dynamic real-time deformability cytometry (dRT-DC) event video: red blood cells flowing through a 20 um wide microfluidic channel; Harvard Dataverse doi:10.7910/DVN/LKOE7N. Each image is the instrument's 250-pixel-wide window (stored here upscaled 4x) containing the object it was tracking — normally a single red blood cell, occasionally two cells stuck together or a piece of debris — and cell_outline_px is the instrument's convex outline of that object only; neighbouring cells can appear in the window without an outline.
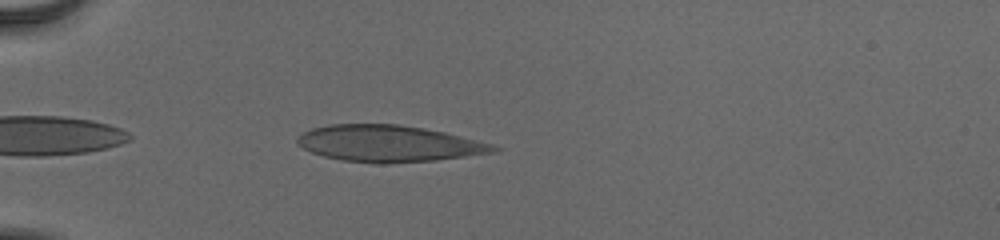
{"species": "human", "species_latin": "Homo sapiens", "temperature_condition": "cold", "stored_images_in_passage": 37, "camera_frame_rate_fps": 3000, "um_per_image_px": 0.085, "donor": {"sex": "male"}, "frame": {"image": 1, "passage_image": 3, "time_ms": 0.667, "image_size_px": [1000, 240], "cell_outline_px": [[500, 152], [436, 160], [384, 164], [344, 160], [324, 156], [312, 152], [296, 144], [296, 140], [304, 132], [312, 128], [328, 124], [396, 124], [424, 128], [444, 132], [492, 144], [500, 148]], "centroid_in_image_um": [33.07, 12.2], "position_along_channel_um": 51.9, "area_um2": 41.67}}
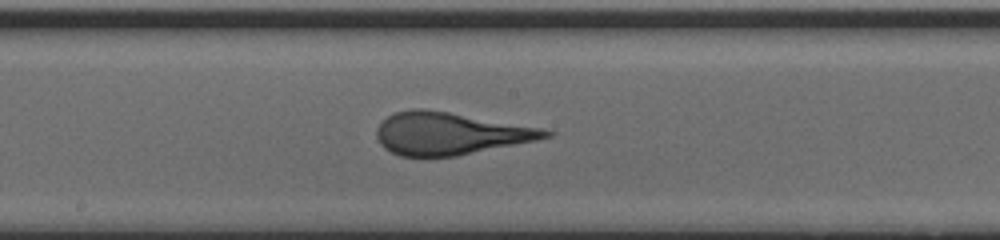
{"frame": {"image": 2, "passage_image": 17, "time_ms": 5.333, "image_size_px": [1000, 240], "cell_outline_px": [[556, 132], [552, 136], [536, 140], [456, 156], [400, 156], [384, 148], [380, 144], [376, 136], [376, 128], [388, 116], [396, 112], [412, 108], [424, 108], [544, 128]], "centroid_in_image_um": [38.25, 11.34], "position_along_channel_um": 210.0, "area_um2": 41.5}}
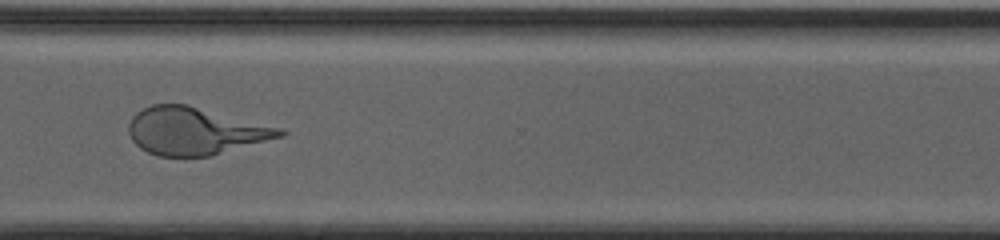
{"frame": {"image": 3, "passage_image": 28, "time_ms": 9.0, "image_size_px": [1000, 240], "cell_outline_px": [[288, 132], [284, 136], [208, 156], [160, 156], [148, 152], [140, 148], [132, 140], [128, 132], [128, 124], [132, 116], [136, 112], [152, 104], [188, 104], [284, 128]], "centroid_in_image_um": [16.59, 11.12], "position_along_channel_um": 354.0, "area_um2": 41.91}}